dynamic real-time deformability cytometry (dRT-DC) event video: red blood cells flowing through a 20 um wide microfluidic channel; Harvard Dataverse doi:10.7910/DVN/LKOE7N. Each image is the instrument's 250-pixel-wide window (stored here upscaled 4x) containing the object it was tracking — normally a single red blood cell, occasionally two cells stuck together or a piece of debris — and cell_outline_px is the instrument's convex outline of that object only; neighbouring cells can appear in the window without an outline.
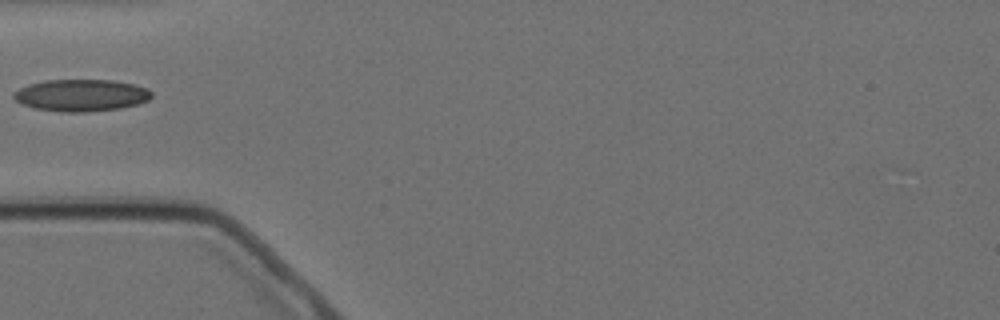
{"species": "Egyptian fruit bat (a non-hibernating species)", "species_latin": "Rousettus aegyptiacus", "temperature_condition": "cold", "stored_images_in_passage": 2, "camera_frame_rate_fps": 3000, "um_per_image_px": 0.085, "animal": {"sex": "female"}, "frame": {"image": 1, "passage_image": 1, "time_ms": 0.0, "image_size_px": [1000, 320], "cell_outline_px": [[152, 96], [148, 100], [136, 104], [120, 108], [88, 112], [60, 112], [32, 108], [20, 104], [12, 96], [20, 88], [28, 84], [44, 80], [112, 80], [132, 84], [148, 88], [152, 92]], "centroid_in_image_um": [6.88, 8.1], "position_along_channel_um": 78.1, "area_um2": 25.78}}
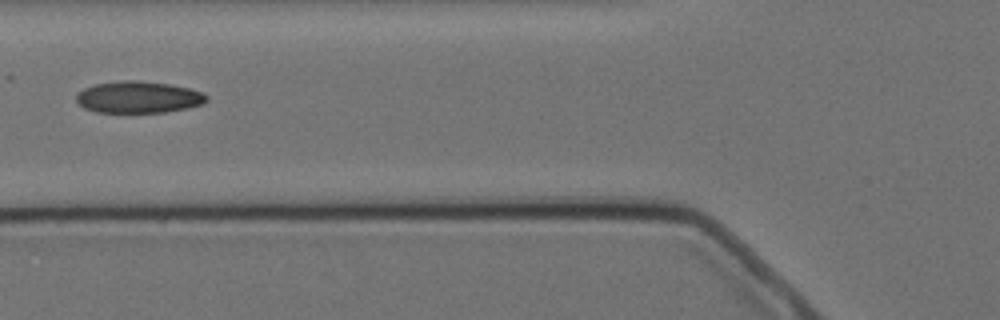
{"frame": {"image": 2, "passage_image": 2, "time_ms": 1.0, "image_size_px": [1000, 320], "cell_outline_px": [[208, 100], [204, 104], [188, 108], [164, 112], [96, 112], [84, 108], [76, 100], [76, 92], [84, 88], [96, 84], [124, 80], [136, 80], [168, 84], [188, 88], [200, 92], [208, 96]], "centroid_in_image_um": [11.76, 8.26], "position_along_channel_um": 114.0, "area_um2": 24.04}}